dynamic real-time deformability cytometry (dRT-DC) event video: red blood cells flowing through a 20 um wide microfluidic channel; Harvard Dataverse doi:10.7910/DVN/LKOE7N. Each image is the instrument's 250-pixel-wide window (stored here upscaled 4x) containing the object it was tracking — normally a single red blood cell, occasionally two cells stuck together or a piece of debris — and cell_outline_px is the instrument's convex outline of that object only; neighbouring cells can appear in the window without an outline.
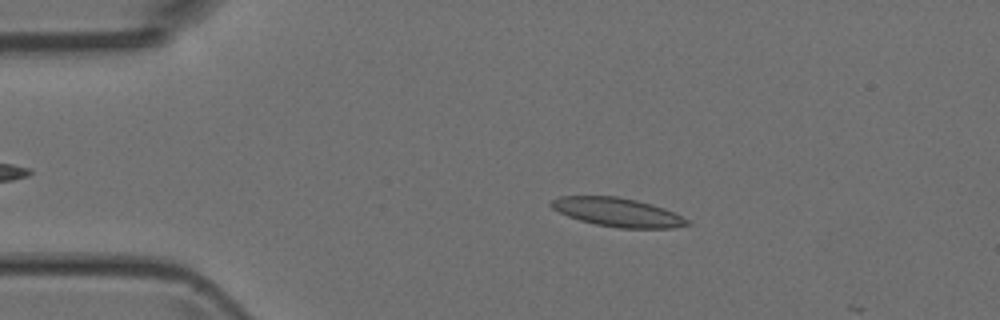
{"species": "Egyptian fruit bat (a non-hibernating species)", "species_latin": "Rousettus aegyptiacus", "temperature_condition": "room temperature", "stored_images_in_passage": 4, "camera_frame_rate_fps": 3000, "um_per_image_px": 0.085, "animal": {"sex": "female"}, "frame": {"image": 1, "passage_image": 3, "time_ms": 2.667, "image_size_px": [1000, 320], "cell_outline_px": [[692, 224], [672, 228], [620, 228], [596, 224], [580, 220], [568, 216], [552, 208], [548, 204], [552, 200], [560, 196], [616, 196], [636, 200], [652, 204], [664, 208], [688, 220]], "centroid_in_image_um": [52.48, 18.04], "position_along_channel_um": 32.5, "area_um2": 22.6}}